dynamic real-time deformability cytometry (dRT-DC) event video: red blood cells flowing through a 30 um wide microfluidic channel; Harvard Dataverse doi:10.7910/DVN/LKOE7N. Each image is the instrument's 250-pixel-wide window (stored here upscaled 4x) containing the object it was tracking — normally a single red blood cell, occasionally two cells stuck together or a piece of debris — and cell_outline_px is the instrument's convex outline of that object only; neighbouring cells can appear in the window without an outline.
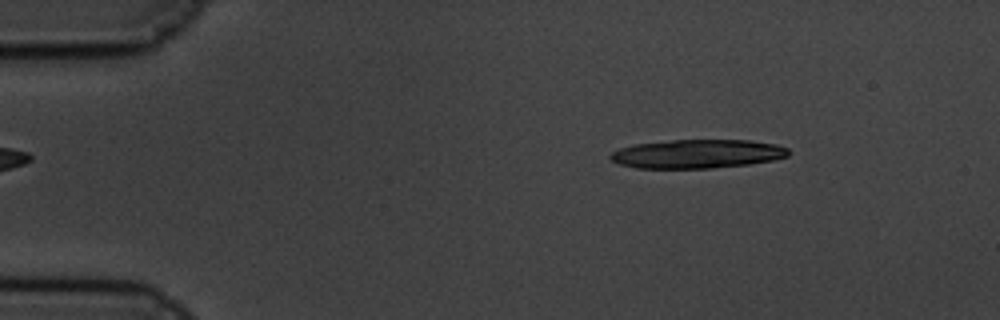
{"species": "common noctule bat (a hibernating species)", "species_latin": "Nyctalus noctula", "temperature_condition": "cold", "stored_images_in_passage": 19, "camera_frame_rate_fps": 3000, "um_per_image_px": 0.085, "animal": {"sex": "male", "body_mass_g": 19.5, "forearm_length_mm": 54.6}, "frame": {"image": 1, "passage_image": 8, "time_ms": 2.333, "image_size_px": [1000, 320], "cell_outline_px": [[792, 152], [788, 156], [772, 160], [748, 164], [712, 168], [636, 168], [620, 164], [612, 160], [608, 156], [612, 152], [620, 148], [632, 144], [672, 140], [748, 140], [776, 144], [788, 148]], "centroid_in_image_um": [59.27, 13.07], "position_along_channel_um": 25.7, "area_um2": 29.94}}